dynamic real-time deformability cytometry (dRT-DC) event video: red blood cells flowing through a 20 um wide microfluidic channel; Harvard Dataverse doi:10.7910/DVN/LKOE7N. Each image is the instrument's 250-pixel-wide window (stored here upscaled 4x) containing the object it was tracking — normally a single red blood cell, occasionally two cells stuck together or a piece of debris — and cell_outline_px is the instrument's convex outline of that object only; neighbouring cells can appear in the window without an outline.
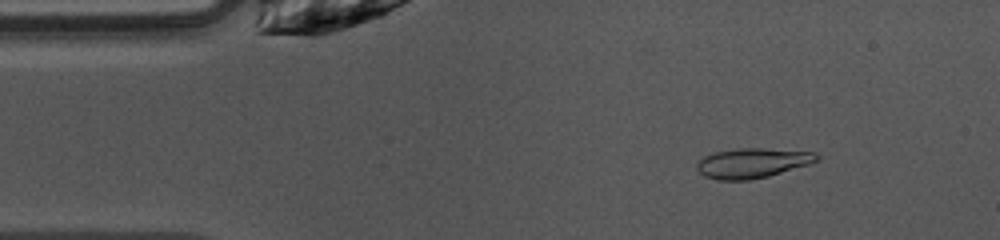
{"species": "common noctule bat (a hibernating species)", "species_latin": "Nyctalus noctula", "temperature_condition": "warm", "stored_images_in_passage": 48, "camera_frame_rate_fps": 3000, "um_per_image_px": 0.085, "animal": {"sex": "female", "body_mass_g": 10.0, "forearm_length_mm": 53.1}, "frame": {"image": 1, "passage_image": 6, "time_ms": 1.667, "image_size_px": [1000, 240], "cell_outline_px": [[820, 160], [808, 164], [768, 176], [748, 180], [716, 180], [704, 176], [696, 168], [696, 164], [704, 156], [716, 152], [740, 148], [764, 148], [816, 152], [820, 156]], "centroid_in_image_um": [63.96, 13.85], "position_along_channel_um": 21.0, "area_um2": 20.81}}
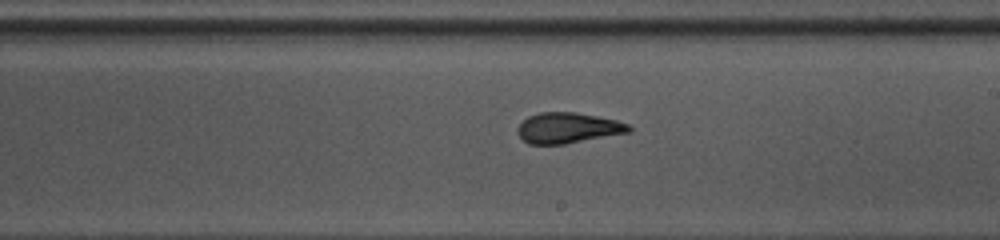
{"frame": {"image": 2, "passage_image": 26, "time_ms": 8.333, "image_size_px": [1000, 240], "cell_outline_px": [[632, 132], [564, 144], [528, 144], [516, 132], [516, 128], [528, 116], [540, 112], [576, 112], [616, 120], [628, 124], [632, 128]], "centroid_in_image_um": [48.28, 10.87], "position_along_channel_um": 240.7, "area_um2": 19.88}}
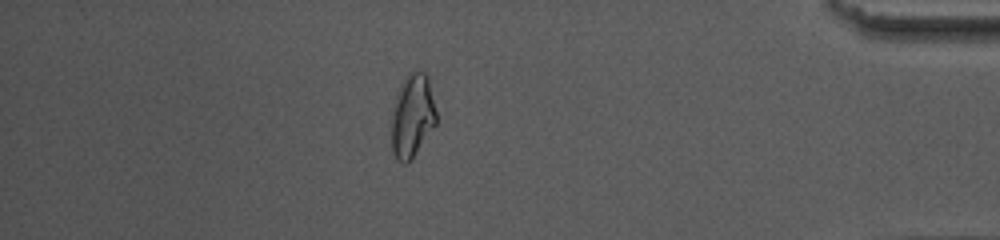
{"frame": {"image": 3, "passage_image": 41, "time_ms": 13.333, "image_size_px": [1000, 240], "cell_outline_px": [[436, 124], [412, 160], [404, 164], [396, 160], [392, 152], [392, 108], [400, 84], [404, 76], [408, 72], [416, 68], [420, 68], [428, 76], [436, 112]], "centroid_in_image_um": [35.04, 9.82], "position_along_channel_um": 400.2, "area_um2": 22.25}, "authors_computed_cell_mechanics": {"area_um2": 20.1722, "velocity_mm_per_s": 4.0769, "shape_relaxation_time_tau1_ms": 9.972, "shape_relaxation_time_tau2_ms": 1.1954, "deformation_change_tau1": 0.2572, "deformation_change_tau2": 0.0637}}